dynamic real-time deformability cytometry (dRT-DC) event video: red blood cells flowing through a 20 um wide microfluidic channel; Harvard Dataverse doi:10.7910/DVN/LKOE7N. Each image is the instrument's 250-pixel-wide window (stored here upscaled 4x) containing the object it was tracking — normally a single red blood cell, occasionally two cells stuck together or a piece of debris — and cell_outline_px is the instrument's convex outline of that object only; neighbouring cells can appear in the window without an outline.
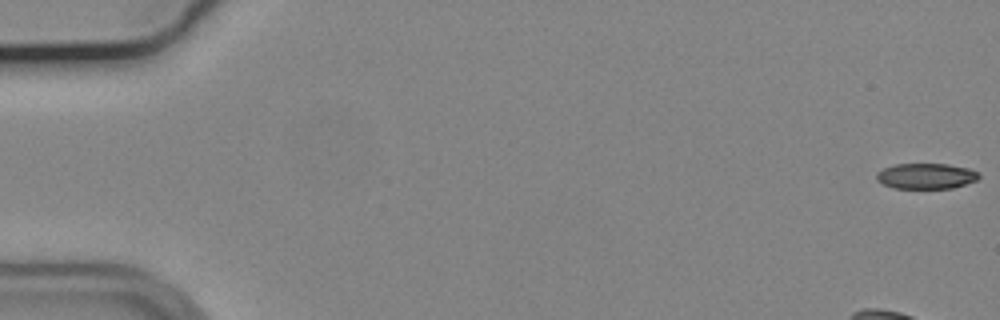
{"species": "common noctule bat (a hibernating species)", "species_latin": "Nyctalus noctula", "temperature_condition": "cold", "stored_images_in_passage": 56, "camera_frame_rate_fps": 3000, "um_per_image_px": 0.085, "animal": {"sex": "male", "body_mass_g": 19.2, "forearm_length_mm": 51.8}, "frame": {"image": 1, "passage_image": 1, "time_ms": 0.0, "image_size_px": [1000, 320], "cell_outline_px": [[980, 176], [976, 180], [952, 188], [892, 188], [876, 180], [876, 172], [884, 168], [896, 164], [948, 164], [968, 168], [980, 172]], "centroid_in_image_um": [78.71, 14.96], "position_along_channel_um": 6.3, "area_um2": 15.26}}